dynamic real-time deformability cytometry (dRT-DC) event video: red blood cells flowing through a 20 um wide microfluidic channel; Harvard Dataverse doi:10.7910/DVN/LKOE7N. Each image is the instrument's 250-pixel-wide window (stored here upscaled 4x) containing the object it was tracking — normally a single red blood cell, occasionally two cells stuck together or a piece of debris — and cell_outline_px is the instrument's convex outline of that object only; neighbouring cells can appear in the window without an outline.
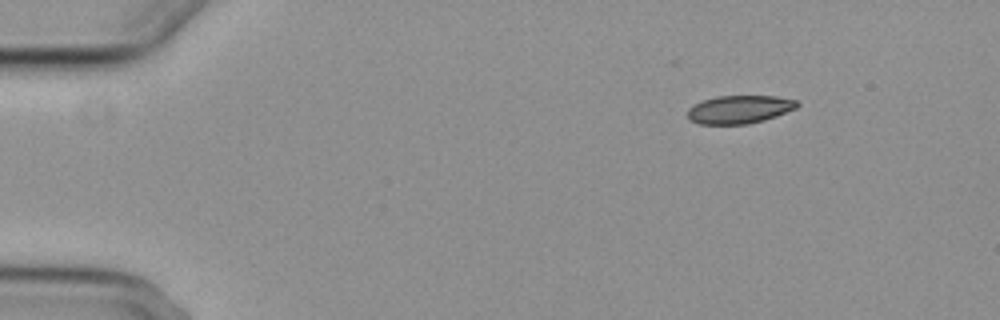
{"species": "common noctule bat (a hibernating species)", "species_latin": "Nyctalus noctula", "temperature_condition": "cold", "stored_images_in_passage": 50, "camera_frame_rate_fps": 3000, "um_per_image_px": 0.085, "animal": {"sex": "female", "body_mass_g": 29.2, "forearm_length_mm": 56.3}, "frame": {"image": 1, "passage_image": 1, "time_ms": 0.0, "image_size_px": [1000, 320], "cell_outline_px": [[800, 104], [796, 108], [776, 116], [764, 120], [748, 124], [700, 124], [688, 120], [688, 108], [704, 100], [716, 96], [776, 96], [796, 100]], "centroid_in_image_um": [62.85, 9.3], "position_along_channel_um": 22.1, "area_um2": 17.92}}
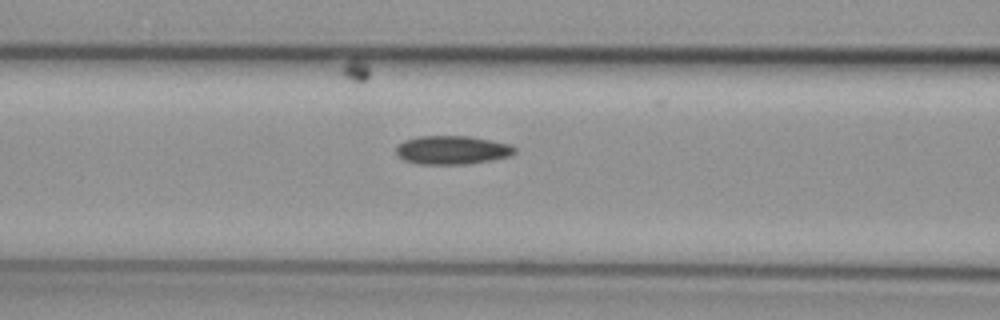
{"frame": {"image": 2, "passage_image": 17, "time_ms": 5.333, "image_size_px": [1000, 320], "cell_outline_px": [[516, 152], [508, 156], [492, 160], [468, 164], [416, 164], [404, 160], [396, 152], [396, 148], [404, 140], [420, 136], [468, 136], [512, 144], [516, 148]], "centroid_in_image_um": [38.45, 12.75], "position_along_channel_um": 128.1, "area_um2": 19.77}}
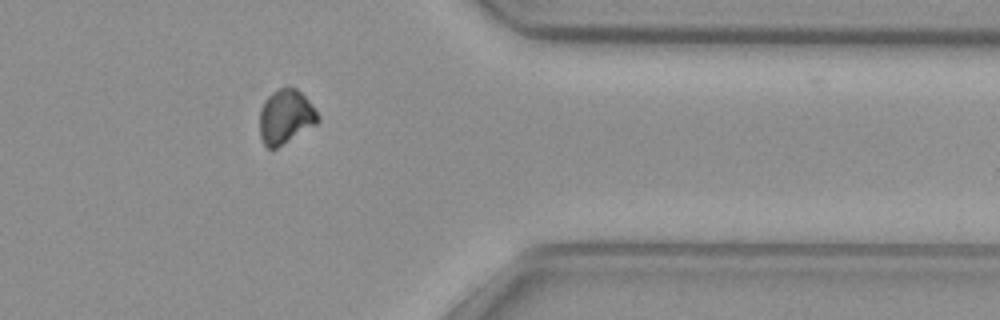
{"frame": {"image": 3, "passage_image": 39, "time_ms": 12.667, "image_size_px": [1000, 320], "cell_outline_px": [[320, 120], [316, 124], [276, 148], [268, 148], [264, 144], [260, 136], [260, 108], [264, 100], [272, 92], [280, 88], [296, 88], [308, 100], [320, 116]], "centroid_in_image_um": [24.27, 9.92], "position_along_channel_um": 387.1, "area_um2": 18.21}}